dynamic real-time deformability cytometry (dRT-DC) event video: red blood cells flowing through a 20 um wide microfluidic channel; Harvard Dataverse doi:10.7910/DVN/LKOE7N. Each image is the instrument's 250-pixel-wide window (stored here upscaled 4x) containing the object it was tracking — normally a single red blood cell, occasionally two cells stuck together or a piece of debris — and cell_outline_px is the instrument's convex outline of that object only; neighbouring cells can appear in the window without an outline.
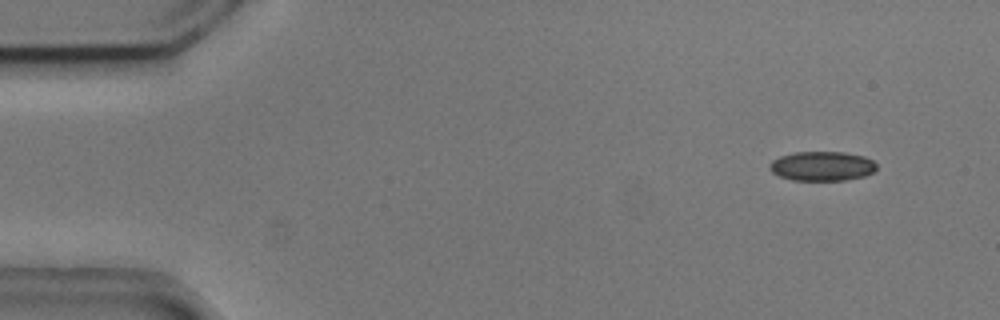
{"species": "common noctule bat (a hibernating species)", "species_latin": "Nyctalus noctula", "temperature_condition": "cold", "stored_images_in_passage": 4, "camera_frame_rate_fps": 3000, "um_per_image_px": 0.085, "animal": {"sex": "male", "body_mass_g": 20.5, "forearm_length_mm": 52.5}, "frame": {"image": 1, "passage_image": 1, "time_ms": 0.0, "image_size_px": [1000, 320], "cell_outline_px": [[876, 168], [872, 172], [864, 176], [844, 180], [792, 180], [780, 176], [772, 172], [768, 168], [768, 164], [772, 160], [780, 156], [796, 152], [844, 152], [864, 156], [872, 160], [876, 164]], "centroid_in_image_um": [69.85, 14.11], "position_along_channel_um": 15.2, "area_um2": 18.32}}
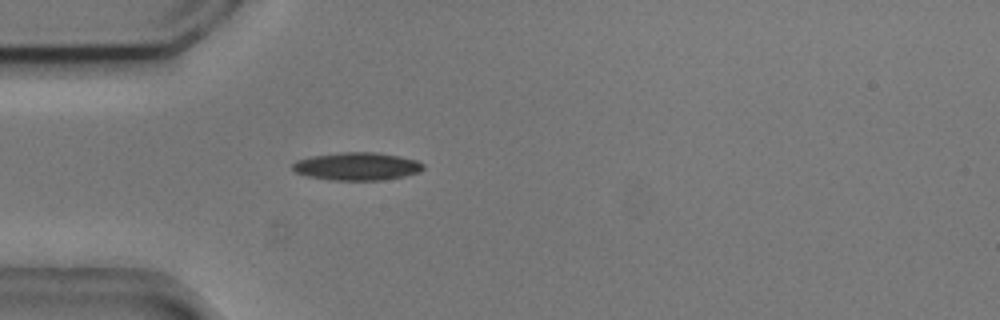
{"frame": {"image": 2, "passage_image": 4, "time_ms": 1.0, "image_size_px": [1000, 320], "cell_outline_px": [[424, 168], [420, 172], [404, 176], [384, 180], [332, 180], [308, 176], [296, 172], [292, 168], [292, 164], [296, 160], [312, 156], [340, 152], [376, 152], [400, 156], [416, 160], [424, 164]], "centroid_in_image_um": [30.36, 14.13], "position_along_channel_um": 54.6, "area_um2": 21.27}}